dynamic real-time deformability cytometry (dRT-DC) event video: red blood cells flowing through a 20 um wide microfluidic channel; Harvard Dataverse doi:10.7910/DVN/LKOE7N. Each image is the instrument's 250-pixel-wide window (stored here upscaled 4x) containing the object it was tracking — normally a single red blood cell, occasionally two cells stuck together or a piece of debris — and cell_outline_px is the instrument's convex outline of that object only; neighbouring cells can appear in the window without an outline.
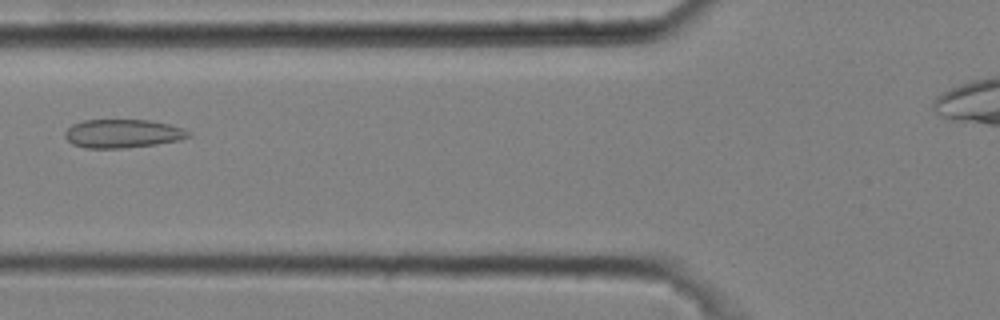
{"species": "common noctule bat (a hibernating species)", "species_latin": "Nyctalus noctula", "temperature_condition": "cold", "stored_images_in_passage": 5, "camera_frame_rate_fps": 3000, "um_per_image_px": 0.085, "animal": {"sex": "male", "body_mass_g": 20.4}, "frame": {"image": 1, "passage_image": 3, "time_ms": 0.667, "image_size_px": [1000, 320], "cell_outline_px": [[192, 136], [180, 140], [156, 144], [124, 148], [84, 148], [72, 144], [64, 136], [64, 132], [72, 124], [84, 120], [152, 120], [184, 128], [192, 132]], "centroid_in_image_um": [10.45, 11.35], "position_along_channel_um": 115.3, "area_um2": 20.75}}
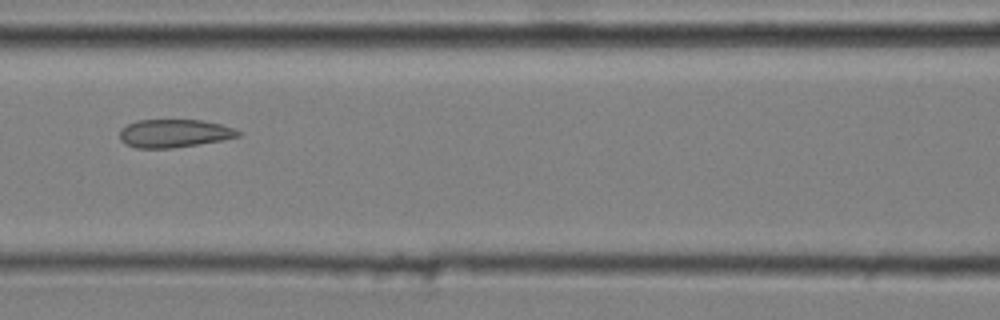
{"frame": {"image": 2, "passage_image": 4, "time_ms": 1.0, "image_size_px": [1000, 320], "cell_outline_px": [[244, 132], [240, 136], [224, 140], [172, 148], [136, 148], [124, 144], [120, 140], [120, 128], [136, 120], [200, 120], [220, 124]], "centroid_in_image_um": [14.8, 11.34], "position_along_channel_um": 151.8, "area_um2": 19.54}}
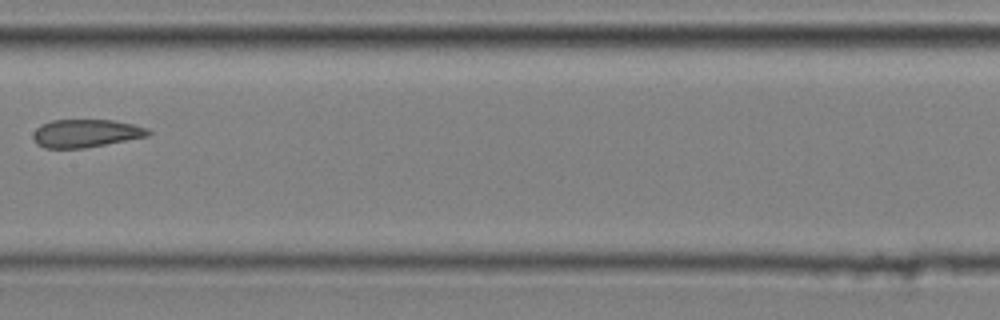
{"frame": {"image": 3, "passage_image": 5, "time_ms": 1.333, "image_size_px": [1000, 320], "cell_outline_px": [[152, 132], [148, 136], [84, 148], [44, 148], [36, 144], [32, 136], [32, 132], [40, 124], [52, 120], [112, 120], [132, 124], [148, 128]], "centroid_in_image_um": [7.25, 11.33], "position_along_channel_um": 200.1, "area_um2": 18.84}}